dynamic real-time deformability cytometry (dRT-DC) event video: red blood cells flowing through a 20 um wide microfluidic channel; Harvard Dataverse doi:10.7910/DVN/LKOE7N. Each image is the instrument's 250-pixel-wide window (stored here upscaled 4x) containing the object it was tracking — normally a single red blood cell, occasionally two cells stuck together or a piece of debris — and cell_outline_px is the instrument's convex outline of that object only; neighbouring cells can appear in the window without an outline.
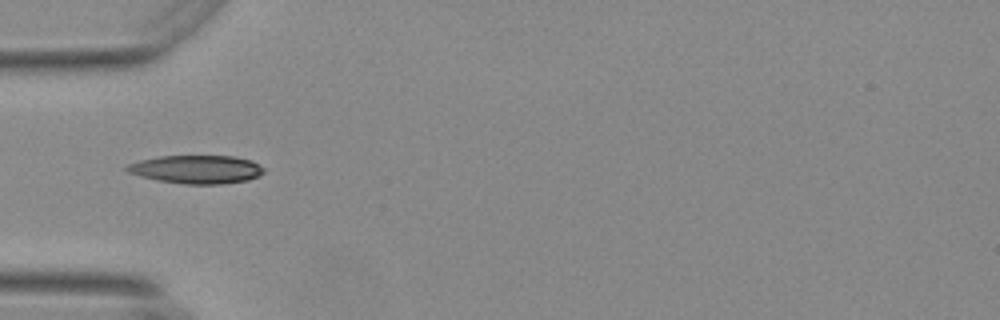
{"species": "Egyptian fruit bat (a non-hibernating species)", "species_latin": "Rousettus aegyptiacus", "temperature_condition": "warm", "stored_images_in_passage": 23, "camera_frame_rate_fps": 3000, "um_per_image_px": 0.085, "animal": {"sex": "female"}, "frame": {"image": 1, "passage_image": 1, "time_ms": 0.0, "image_size_px": [1000, 320], "cell_outline_px": [[264, 172], [260, 176], [248, 180], [220, 184], [184, 184], [160, 180], [128, 172], [124, 168], [128, 164], [140, 160], [156, 156], [232, 156], [248, 160], [264, 168]], "centroid_in_image_um": [16.71, 14.39], "position_along_channel_um": 68.3, "area_um2": 22.31}}
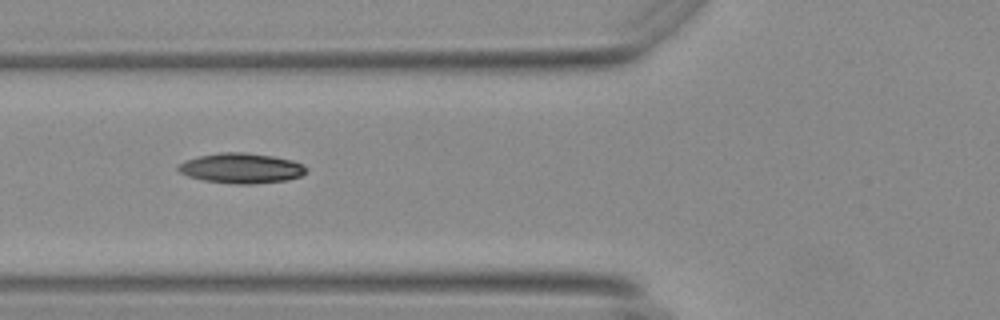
{"frame": {"image": 2, "passage_image": 4, "time_ms": 1.0, "image_size_px": [1000, 320], "cell_outline_px": [[308, 168], [300, 176], [288, 180], [252, 184], [236, 184], [204, 180], [188, 176], [180, 172], [176, 168], [184, 160], [200, 156], [220, 152], [244, 152], [272, 156], [292, 160], [304, 164]], "centroid_in_image_um": [20.52, 14.29], "position_along_channel_um": 105.3, "area_um2": 22.43}}